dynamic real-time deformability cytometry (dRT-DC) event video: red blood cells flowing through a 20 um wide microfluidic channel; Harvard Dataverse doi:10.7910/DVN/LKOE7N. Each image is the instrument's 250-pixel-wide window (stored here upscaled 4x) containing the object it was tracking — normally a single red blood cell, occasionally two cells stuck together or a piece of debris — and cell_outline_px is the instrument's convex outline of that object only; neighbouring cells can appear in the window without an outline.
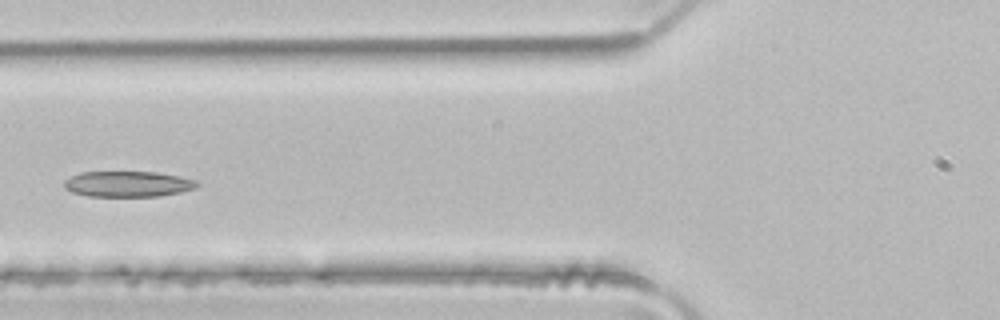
{"species": "common noctule bat (a hibernating species)", "species_latin": "Nyctalus noctula", "temperature_condition": "room temperature", "stored_images_in_passage": 3, "camera_frame_rate_fps": 3000, "um_per_image_px": 0.085, "animal": {"sex": "male", "body_mass_g": 21.5, "forearm_length_mm": 52.0}, "frame": {"image": 1, "passage_image": 3, "time_ms": 0.667, "image_size_px": [1000, 320], "cell_outline_px": [[200, 184], [196, 188], [180, 192], [160, 196], [88, 196], [72, 192], [64, 188], [64, 180], [80, 172], [156, 172], [180, 176], [196, 180]], "centroid_in_image_um": [10.88, 15.64], "position_along_channel_um": 114.9, "area_um2": 19.94}}